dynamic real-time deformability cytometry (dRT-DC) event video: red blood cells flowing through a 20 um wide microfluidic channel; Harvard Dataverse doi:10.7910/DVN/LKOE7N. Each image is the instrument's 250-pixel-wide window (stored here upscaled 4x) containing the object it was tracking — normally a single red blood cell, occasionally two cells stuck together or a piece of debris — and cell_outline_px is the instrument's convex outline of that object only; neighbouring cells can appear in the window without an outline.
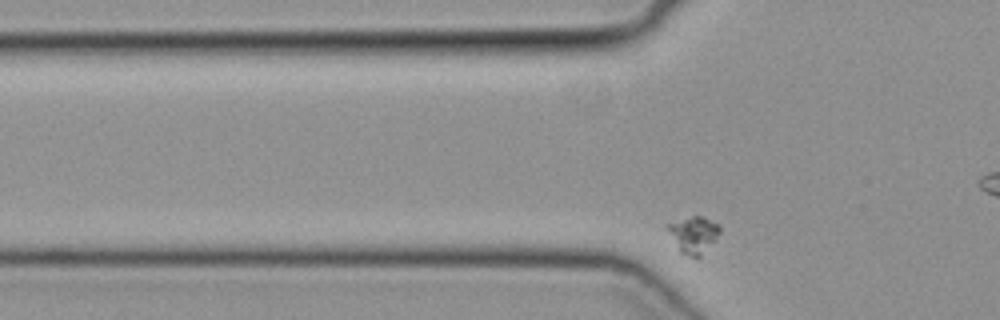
{"species": "common noctule bat (a hibernating species)", "species_latin": "Nyctalus noctula", "temperature_condition": "cold", "stored_images_in_passage": 49, "camera_frame_rate_fps": 3000, "um_per_image_px": 0.085, "animal": {"sex": "female", "body_mass_g": 19.3, "forearm_length_mm": 54.1}, "frame": {"image": 1, "passage_image": 11, "time_ms": 3.333, "image_size_px": [1000, 320], "cell_outline_px": [[720, 232], [700, 256], [696, 260], [680, 252], [664, 224], [692, 216], [704, 216], [720, 224]], "centroid_in_image_um": [58.94, 19.94], "position_along_channel_um": 66.9, "area_um2": 11.16}}
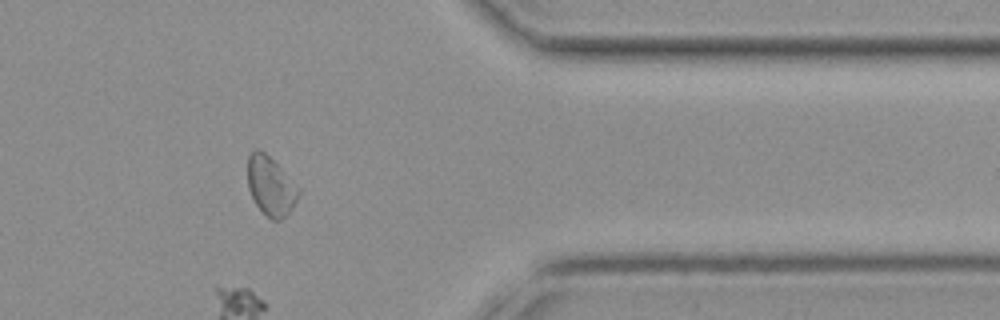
{"frame": {"image": 2, "passage_image": 40, "time_ms": 13.0, "image_size_px": [1000, 320], "cell_outline_px": [[300, 192], [292, 208], [280, 220], [272, 220], [256, 204], [248, 188], [248, 156], [256, 148], [260, 148], [300, 188]], "centroid_in_image_um": [23.0, 15.8], "position_along_channel_um": 388.4, "area_um2": 17.05}}
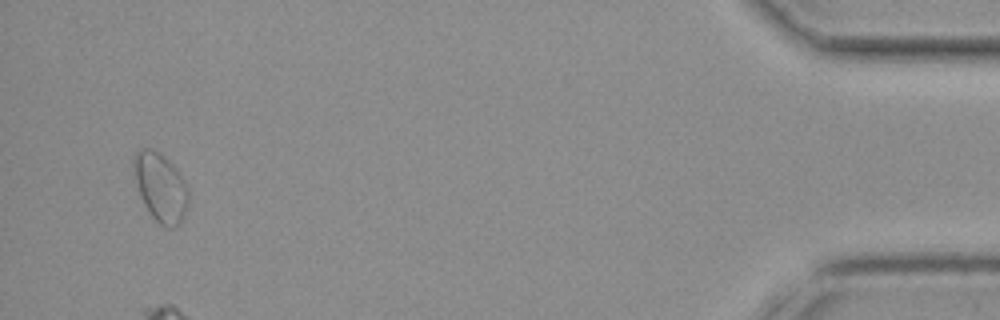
{"frame": {"image": 3, "passage_image": 47, "time_ms": 15.333, "image_size_px": [1000, 320], "cell_outline_px": [[188, 204], [184, 216], [180, 224], [172, 228], [164, 228], [152, 216], [144, 204], [140, 196], [136, 184], [132, 164], [132, 160], [136, 152], [140, 148], [152, 148], [160, 152], [172, 164], [188, 184]], "centroid_in_image_um": [13.65, 15.91], "position_along_channel_um": 421.6, "area_um2": 22.2}}